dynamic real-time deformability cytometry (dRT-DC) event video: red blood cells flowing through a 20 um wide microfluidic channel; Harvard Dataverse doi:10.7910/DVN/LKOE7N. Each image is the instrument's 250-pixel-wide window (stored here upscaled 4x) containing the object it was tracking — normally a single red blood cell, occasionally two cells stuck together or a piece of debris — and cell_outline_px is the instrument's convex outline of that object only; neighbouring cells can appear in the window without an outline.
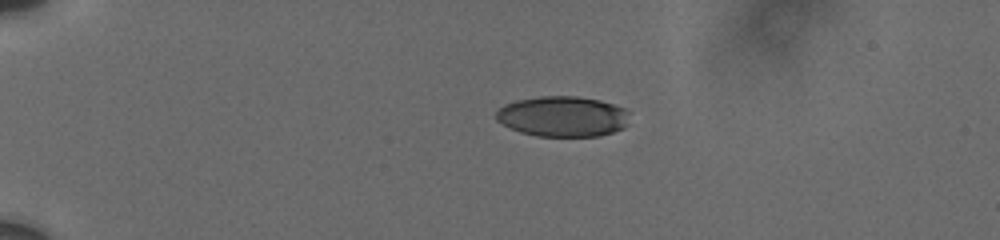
{"species": "human", "species_latin": "Homo sapiens", "temperature_condition": "cold", "stored_images_in_passage": 37, "camera_frame_rate_fps": 3000, "um_per_image_px": 0.085, "donor": {"sex": "male"}, "frame": {"image": 1, "passage_image": 1, "time_ms": 0.0, "image_size_px": [1000, 240], "cell_outline_px": [[628, 124], [624, 128], [600, 136], [536, 136], [520, 132], [496, 120], [496, 112], [504, 104], [516, 100], [540, 96], [576, 96], [600, 100], [628, 108]], "centroid_in_image_um": [47.87, 9.89], "position_along_channel_um": 37.1, "area_um2": 31.67}}
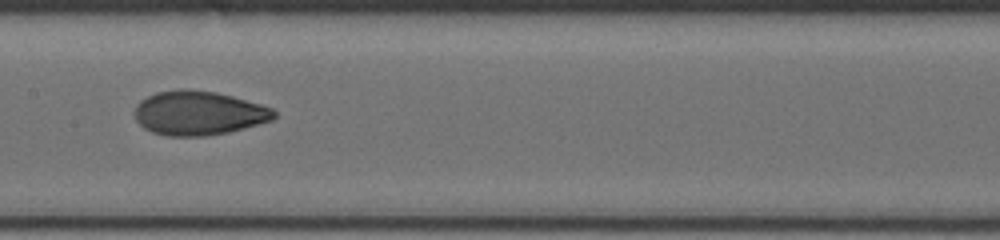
{"frame": {"image": 2, "passage_image": 16, "time_ms": 6.0, "image_size_px": [1000, 240], "cell_outline_px": [[276, 116], [272, 120], [244, 128], [228, 132], [204, 136], [168, 136], [152, 132], [144, 128], [136, 120], [136, 104], [140, 100], [156, 92], [176, 88], [188, 88], [216, 92], [232, 96], [260, 104], [272, 108], [276, 112]], "centroid_in_image_um": [16.87, 9.6], "position_along_channel_um": 190.5, "area_um2": 35.95}}
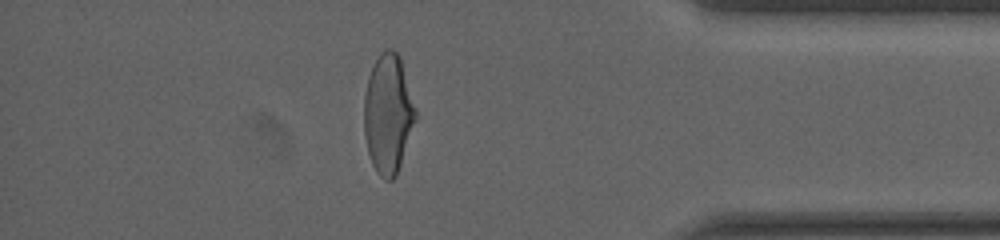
{"frame": {"image": 3, "passage_image": 32, "time_ms": 12.333, "image_size_px": [1000, 240], "cell_outline_px": [[416, 120], [396, 176], [392, 180], [384, 180], [376, 172], [372, 164], [368, 152], [364, 132], [364, 96], [368, 76], [380, 52], [388, 48], [392, 48], [400, 56], [416, 112]], "centroid_in_image_um": [32.97, 9.69], "position_along_channel_um": 402.2, "area_um2": 35.6}, "authors_computed_cell_mechanics": {"area_um2": 35.2002, "velocity_mm_per_s": 3.7174, "shape_relaxation_time_tau1_ms": 3.3933, "shape_relaxation_time_tau2_ms": 1.4143, "deformation_change_tau1": 0.1649, "deformation_change_tau2": 0.0606}}